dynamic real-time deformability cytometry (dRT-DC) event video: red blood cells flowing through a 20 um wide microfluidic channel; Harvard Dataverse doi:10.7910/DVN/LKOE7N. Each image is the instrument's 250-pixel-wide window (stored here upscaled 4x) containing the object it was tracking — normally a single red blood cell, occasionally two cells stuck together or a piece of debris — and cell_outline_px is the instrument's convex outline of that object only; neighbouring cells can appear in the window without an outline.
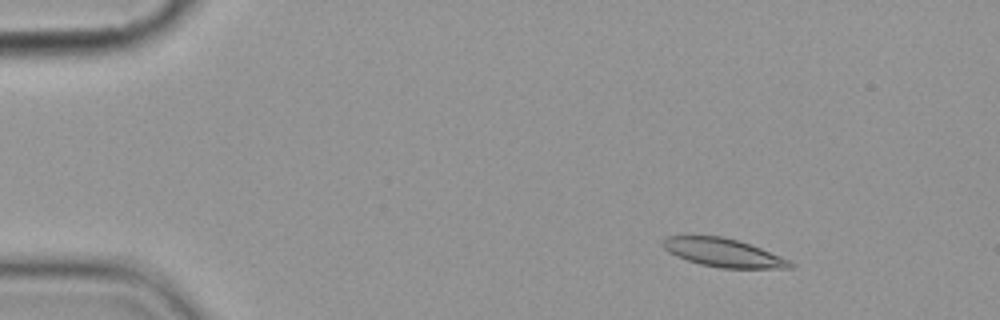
{"species": "common noctule bat (a hibernating species)", "species_latin": "Nyctalus noctula", "temperature_condition": "cold", "stored_images_in_passage": 5, "camera_frame_rate_fps": 3000, "um_per_image_px": 0.085, "animal": {"sex": "female", "body_mass_g": 19.9}, "frame": {"image": 1, "passage_image": 3, "time_ms": 2.333, "image_size_px": [1000, 320], "cell_outline_px": [[796, 264], [792, 268], [720, 268], [700, 264], [676, 256], [668, 252], [664, 248], [664, 240], [668, 236], [724, 236], [760, 248], [780, 256]], "centroid_in_image_um": [61.49, 21.49], "position_along_channel_um": 23.5, "area_um2": 20.75}}